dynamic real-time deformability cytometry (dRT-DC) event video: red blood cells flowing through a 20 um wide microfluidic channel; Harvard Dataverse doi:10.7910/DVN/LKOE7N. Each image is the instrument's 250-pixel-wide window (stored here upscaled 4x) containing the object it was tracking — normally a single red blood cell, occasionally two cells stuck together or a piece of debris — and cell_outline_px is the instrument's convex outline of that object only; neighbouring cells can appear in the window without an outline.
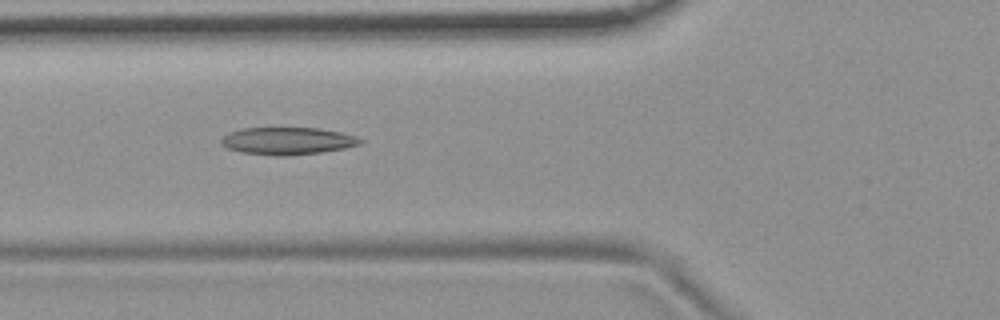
{"species": "common noctule bat (a hibernating species)", "species_latin": "Nyctalus noctula", "temperature_condition": "room temperature", "stored_images_in_passage": 47, "camera_frame_rate_fps": 3000, "um_per_image_px": 0.085, "animal": {"sex": "female", "body_mass_g": 19.9}, "frame": {"image": 1, "passage_image": 13, "time_ms": 4.0, "image_size_px": [1000, 320], "cell_outline_px": [[364, 140], [360, 144], [344, 148], [320, 152], [288, 156], [276, 156], [244, 152], [228, 148], [220, 144], [220, 140], [228, 132], [244, 128], [320, 128], [340, 132], [356, 136]], "centroid_in_image_um": [24.44, 11.97], "position_along_channel_um": 101.4, "area_um2": 22.08}}
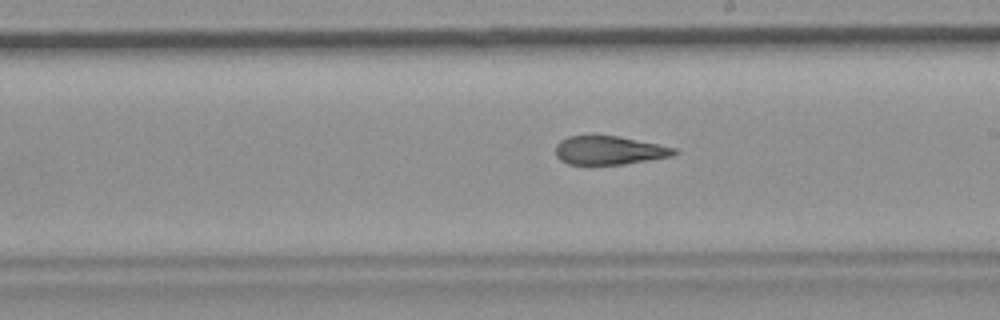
{"frame": {"image": 2, "passage_image": 24, "time_ms": 7.667, "image_size_px": [1000, 320], "cell_outline_px": [[680, 152], [672, 156], [624, 164], [568, 164], [560, 160], [556, 156], [556, 144], [560, 140], [568, 136], [620, 136], [676, 148]], "centroid_in_image_um": [51.79, 12.78], "position_along_channel_um": 237.2, "area_um2": 19.71}}
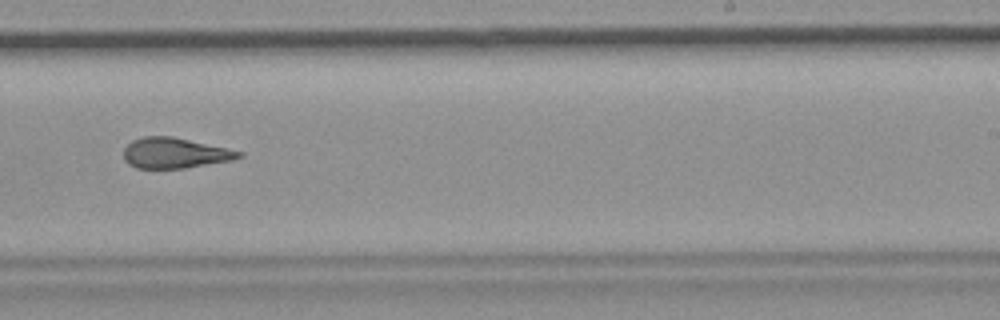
{"frame": {"image": 3, "passage_image": 27, "time_ms": 8.667, "image_size_px": [1000, 320], "cell_outline_px": [[244, 156], [232, 160], [184, 168], [136, 168], [128, 164], [124, 160], [124, 148], [132, 140], [144, 136], [172, 136], [228, 148], [244, 152]], "centroid_in_image_um": [14.87, 13.0], "position_along_channel_um": 274.1, "area_um2": 20.52}, "authors_computed_cell_mechanics": {"area_um2": 21.5016, "velocity_mm_per_s": 3.7111, "shape_relaxation_time_tau1_ms": null, "shape_relaxation_time_tau2_ms": 2.6777, "deformation_change_tau1": null, "deformation_change_tau2": 0.1211}}